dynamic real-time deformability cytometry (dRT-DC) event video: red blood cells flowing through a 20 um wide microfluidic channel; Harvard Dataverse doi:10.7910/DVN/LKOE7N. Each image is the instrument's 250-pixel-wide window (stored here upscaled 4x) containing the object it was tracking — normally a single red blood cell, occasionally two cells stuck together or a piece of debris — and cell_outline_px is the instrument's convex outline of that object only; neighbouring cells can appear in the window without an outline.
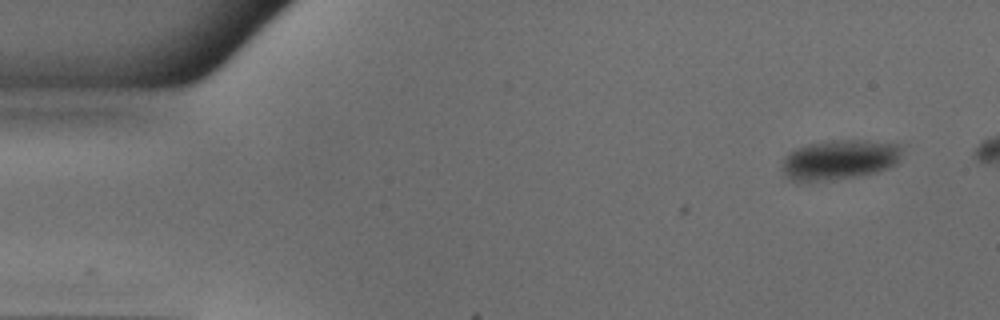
{"species": "common noctule bat (a hibernating species)", "species_latin": "Nyctalus noctula", "temperature_condition": "warm", "stored_images_in_passage": 41, "camera_frame_rate_fps": 3000, "um_per_image_px": 0.085, "animal": {"sex": "male", "body_mass_g": 18.8}, "frame": {"image": 1, "passage_image": 1, "time_ms": 0.0, "image_size_px": [1000, 320], "cell_outline_px": [[900, 156], [896, 164], [888, 168], [876, 172], [856, 176], [820, 180], [792, 180], [784, 172], [784, 156], [796, 148], [808, 144], [832, 140], [856, 140], [896, 144], [900, 148]], "centroid_in_image_um": [71.36, 13.56], "position_along_channel_um": 13.6, "area_um2": 26.99}}
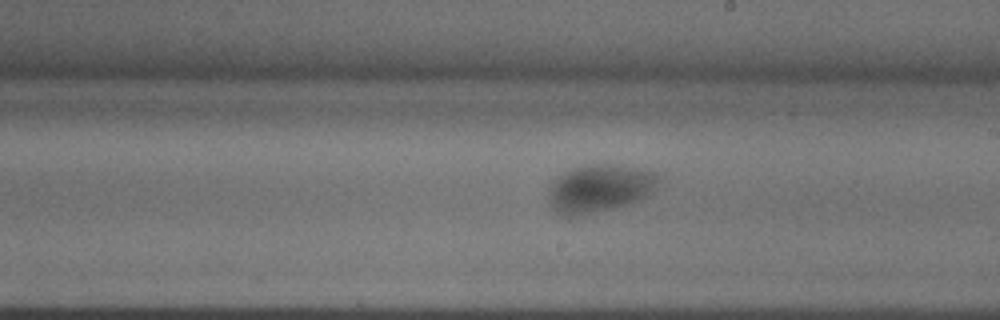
{"frame": {"image": 2, "passage_image": 26, "time_ms": 8.333, "image_size_px": [1000, 320], "cell_outline_px": [[664, 176], [648, 196], [612, 208], [572, 216], [560, 212], [552, 208], [552, 184], [564, 172], [576, 168], [592, 164], [608, 164], [648, 168]], "centroid_in_image_um": [51.12, 15.95], "position_along_channel_um": 237.9, "area_um2": 29.82}}
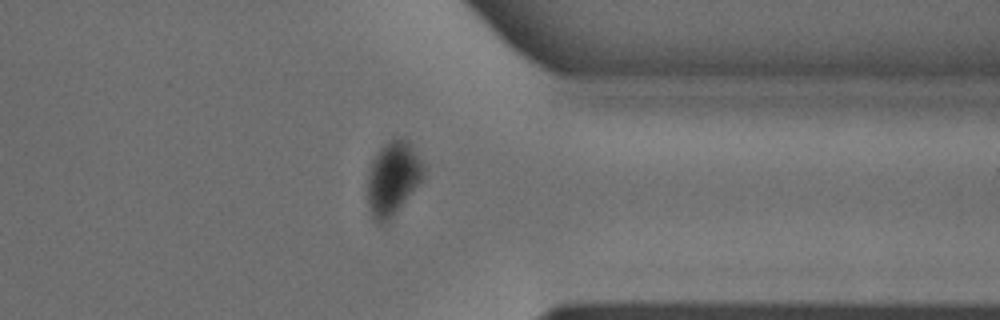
{"frame": {"image": 3, "passage_image": 37, "time_ms": 12.0, "image_size_px": [1000, 320], "cell_outline_px": [[424, 168], [420, 180], [404, 200], [384, 224], [380, 224], [372, 220], [368, 208], [368, 172], [372, 160], [380, 148], [388, 140], [396, 136], [400, 136], [408, 140], [424, 164]], "centroid_in_image_um": [33.35, 15.1], "position_along_channel_um": 378.1, "area_um2": 23.64}}